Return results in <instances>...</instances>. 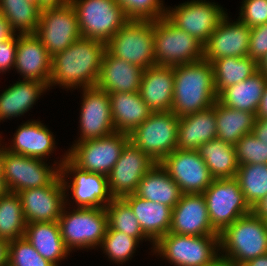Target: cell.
<instances>
[{
	"label": "cell",
	"instance_id": "obj_54",
	"mask_svg": "<svg viewBox=\"0 0 267 266\" xmlns=\"http://www.w3.org/2000/svg\"><path fill=\"white\" fill-rule=\"evenodd\" d=\"M208 266H231V260L219 255Z\"/></svg>",
	"mask_w": 267,
	"mask_h": 266
},
{
	"label": "cell",
	"instance_id": "obj_50",
	"mask_svg": "<svg viewBox=\"0 0 267 266\" xmlns=\"http://www.w3.org/2000/svg\"><path fill=\"white\" fill-rule=\"evenodd\" d=\"M256 118H267V83L256 112Z\"/></svg>",
	"mask_w": 267,
	"mask_h": 266
},
{
	"label": "cell",
	"instance_id": "obj_30",
	"mask_svg": "<svg viewBox=\"0 0 267 266\" xmlns=\"http://www.w3.org/2000/svg\"><path fill=\"white\" fill-rule=\"evenodd\" d=\"M24 237L44 259L55 266H59L58 262L70 255L61 237L58 221L26 223Z\"/></svg>",
	"mask_w": 267,
	"mask_h": 266
},
{
	"label": "cell",
	"instance_id": "obj_3",
	"mask_svg": "<svg viewBox=\"0 0 267 266\" xmlns=\"http://www.w3.org/2000/svg\"><path fill=\"white\" fill-rule=\"evenodd\" d=\"M219 255L236 263L267 254L265 220L253 212L234 221L219 234Z\"/></svg>",
	"mask_w": 267,
	"mask_h": 266
},
{
	"label": "cell",
	"instance_id": "obj_10",
	"mask_svg": "<svg viewBox=\"0 0 267 266\" xmlns=\"http://www.w3.org/2000/svg\"><path fill=\"white\" fill-rule=\"evenodd\" d=\"M202 194L210 223L218 234L240 217L252 212L236 178L214 179Z\"/></svg>",
	"mask_w": 267,
	"mask_h": 266
},
{
	"label": "cell",
	"instance_id": "obj_36",
	"mask_svg": "<svg viewBox=\"0 0 267 266\" xmlns=\"http://www.w3.org/2000/svg\"><path fill=\"white\" fill-rule=\"evenodd\" d=\"M0 13L14 33H36L41 8L27 0H0Z\"/></svg>",
	"mask_w": 267,
	"mask_h": 266
},
{
	"label": "cell",
	"instance_id": "obj_44",
	"mask_svg": "<svg viewBox=\"0 0 267 266\" xmlns=\"http://www.w3.org/2000/svg\"><path fill=\"white\" fill-rule=\"evenodd\" d=\"M238 16L248 27L267 23V0H243Z\"/></svg>",
	"mask_w": 267,
	"mask_h": 266
},
{
	"label": "cell",
	"instance_id": "obj_12",
	"mask_svg": "<svg viewBox=\"0 0 267 266\" xmlns=\"http://www.w3.org/2000/svg\"><path fill=\"white\" fill-rule=\"evenodd\" d=\"M128 141L129 135L114 132L106 137L74 143L67 151V158L81 170L107 177Z\"/></svg>",
	"mask_w": 267,
	"mask_h": 266
},
{
	"label": "cell",
	"instance_id": "obj_29",
	"mask_svg": "<svg viewBox=\"0 0 267 266\" xmlns=\"http://www.w3.org/2000/svg\"><path fill=\"white\" fill-rule=\"evenodd\" d=\"M46 90L49 88L44 83L35 80L13 83L0 94V122L24 115Z\"/></svg>",
	"mask_w": 267,
	"mask_h": 266
},
{
	"label": "cell",
	"instance_id": "obj_35",
	"mask_svg": "<svg viewBox=\"0 0 267 266\" xmlns=\"http://www.w3.org/2000/svg\"><path fill=\"white\" fill-rule=\"evenodd\" d=\"M217 95L226 87L240 83L259 70L250 57H222L211 62Z\"/></svg>",
	"mask_w": 267,
	"mask_h": 266
},
{
	"label": "cell",
	"instance_id": "obj_45",
	"mask_svg": "<svg viewBox=\"0 0 267 266\" xmlns=\"http://www.w3.org/2000/svg\"><path fill=\"white\" fill-rule=\"evenodd\" d=\"M267 54V23L251 27L248 57L258 64Z\"/></svg>",
	"mask_w": 267,
	"mask_h": 266
},
{
	"label": "cell",
	"instance_id": "obj_52",
	"mask_svg": "<svg viewBox=\"0 0 267 266\" xmlns=\"http://www.w3.org/2000/svg\"><path fill=\"white\" fill-rule=\"evenodd\" d=\"M70 3V0H39V7L43 8H53L62 7Z\"/></svg>",
	"mask_w": 267,
	"mask_h": 266
},
{
	"label": "cell",
	"instance_id": "obj_25",
	"mask_svg": "<svg viewBox=\"0 0 267 266\" xmlns=\"http://www.w3.org/2000/svg\"><path fill=\"white\" fill-rule=\"evenodd\" d=\"M12 143L4 148L12 153L21 154L30 158L45 160L54 153L55 138L53 133L41 121H26L18 126ZM48 156V157H47Z\"/></svg>",
	"mask_w": 267,
	"mask_h": 266
},
{
	"label": "cell",
	"instance_id": "obj_26",
	"mask_svg": "<svg viewBox=\"0 0 267 266\" xmlns=\"http://www.w3.org/2000/svg\"><path fill=\"white\" fill-rule=\"evenodd\" d=\"M122 199L131 207L144 235L152 245L169 232L172 217L171 207L142 199L136 194L126 195Z\"/></svg>",
	"mask_w": 267,
	"mask_h": 266
},
{
	"label": "cell",
	"instance_id": "obj_34",
	"mask_svg": "<svg viewBox=\"0 0 267 266\" xmlns=\"http://www.w3.org/2000/svg\"><path fill=\"white\" fill-rule=\"evenodd\" d=\"M197 151L214 179L236 177L239 164L233 145L215 138L201 145Z\"/></svg>",
	"mask_w": 267,
	"mask_h": 266
},
{
	"label": "cell",
	"instance_id": "obj_33",
	"mask_svg": "<svg viewBox=\"0 0 267 266\" xmlns=\"http://www.w3.org/2000/svg\"><path fill=\"white\" fill-rule=\"evenodd\" d=\"M217 138L235 146L247 134L252 133L256 114L226 107L215 102Z\"/></svg>",
	"mask_w": 267,
	"mask_h": 266
},
{
	"label": "cell",
	"instance_id": "obj_14",
	"mask_svg": "<svg viewBox=\"0 0 267 266\" xmlns=\"http://www.w3.org/2000/svg\"><path fill=\"white\" fill-rule=\"evenodd\" d=\"M226 13L222 6L214 2L191 0L174 8L168 7L166 17L204 45Z\"/></svg>",
	"mask_w": 267,
	"mask_h": 266
},
{
	"label": "cell",
	"instance_id": "obj_2",
	"mask_svg": "<svg viewBox=\"0 0 267 266\" xmlns=\"http://www.w3.org/2000/svg\"><path fill=\"white\" fill-rule=\"evenodd\" d=\"M174 93L171 111L177 117L200 112L217 101L212 64L201 60L173 67Z\"/></svg>",
	"mask_w": 267,
	"mask_h": 266
},
{
	"label": "cell",
	"instance_id": "obj_42",
	"mask_svg": "<svg viewBox=\"0 0 267 266\" xmlns=\"http://www.w3.org/2000/svg\"><path fill=\"white\" fill-rule=\"evenodd\" d=\"M7 266H55L44 259L25 237L9 242Z\"/></svg>",
	"mask_w": 267,
	"mask_h": 266
},
{
	"label": "cell",
	"instance_id": "obj_22",
	"mask_svg": "<svg viewBox=\"0 0 267 266\" xmlns=\"http://www.w3.org/2000/svg\"><path fill=\"white\" fill-rule=\"evenodd\" d=\"M52 56L35 33L18 34L15 70L23 79L44 83L49 88Z\"/></svg>",
	"mask_w": 267,
	"mask_h": 266
},
{
	"label": "cell",
	"instance_id": "obj_15",
	"mask_svg": "<svg viewBox=\"0 0 267 266\" xmlns=\"http://www.w3.org/2000/svg\"><path fill=\"white\" fill-rule=\"evenodd\" d=\"M35 34L52 57L82 38L73 6L68 3L62 7L41 9Z\"/></svg>",
	"mask_w": 267,
	"mask_h": 266
},
{
	"label": "cell",
	"instance_id": "obj_16",
	"mask_svg": "<svg viewBox=\"0 0 267 266\" xmlns=\"http://www.w3.org/2000/svg\"><path fill=\"white\" fill-rule=\"evenodd\" d=\"M156 162L142 152L130 140L125 144L120 157L107 176L108 188L113 198L134 194L140 180Z\"/></svg>",
	"mask_w": 267,
	"mask_h": 266
},
{
	"label": "cell",
	"instance_id": "obj_51",
	"mask_svg": "<svg viewBox=\"0 0 267 266\" xmlns=\"http://www.w3.org/2000/svg\"><path fill=\"white\" fill-rule=\"evenodd\" d=\"M8 248L9 242L0 239V266H7L8 264Z\"/></svg>",
	"mask_w": 267,
	"mask_h": 266
},
{
	"label": "cell",
	"instance_id": "obj_48",
	"mask_svg": "<svg viewBox=\"0 0 267 266\" xmlns=\"http://www.w3.org/2000/svg\"><path fill=\"white\" fill-rule=\"evenodd\" d=\"M252 212L262 219L267 218V195L254 205Z\"/></svg>",
	"mask_w": 267,
	"mask_h": 266
},
{
	"label": "cell",
	"instance_id": "obj_19",
	"mask_svg": "<svg viewBox=\"0 0 267 266\" xmlns=\"http://www.w3.org/2000/svg\"><path fill=\"white\" fill-rule=\"evenodd\" d=\"M26 223L58 221L66 205V194L60 175L47 186L17 193Z\"/></svg>",
	"mask_w": 267,
	"mask_h": 266
},
{
	"label": "cell",
	"instance_id": "obj_37",
	"mask_svg": "<svg viewBox=\"0 0 267 266\" xmlns=\"http://www.w3.org/2000/svg\"><path fill=\"white\" fill-rule=\"evenodd\" d=\"M26 220L17 193L0 196V239L11 242L24 237Z\"/></svg>",
	"mask_w": 267,
	"mask_h": 266
},
{
	"label": "cell",
	"instance_id": "obj_55",
	"mask_svg": "<svg viewBox=\"0 0 267 266\" xmlns=\"http://www.w3.org/2000/svg\"><path fill=\"white\" fill-rule=\"evenodd\" d=\"M0 180H5V175H4V146L1 143H0Z\"/></svg>",
	"mask_w": 267,
	"mask_h": 266
},
{
	"label": "cell",
	"instance_id": "obj_6",
	"mask_svg": "<svg viewBox=\"0 0 267 266\" xmlns=\"http://www.w3.org/2000/svg\"><path fill=\"white\" fill-rule=\"evenodd\" d=\"M64 207L58 219L61 237L66 248L94 249L99 247L108 227V215L105 208H76L67 211Z\"/></svg>",
	"mask_w": 267,
	"mask_h": 266
},
{
	"label": "cell",
	"instance_id": "obj_58",
	"mask_svg": "<svg viewBox=\"0 0 267 266\" xmlns=\"http://www.w3.org/2000/svg\"><path fill=\"white\" fill-rule=\"evenodd\" d=\"M231 266H245L243 263H236L231 260Z\"/></svg>",
	"mask_w": 267,
	"mask_h": 266
},
{
	"label": "cell",
	"instance_id": "obj_59",
	"mask_svg": "<svg viewBox=\"0 0 267 266\" xmlns=\"http://www.w3.org/2000/svg\"><path fill=\"white\" fill-rule=\"evenodd\" d=\"M27 1L32 2V3L39 6V0H27Z\"/></svg>",
	"mask_w": 267,
	"mask_h": 266
},
{
	"label": "cell",
	"instance_id": "obj_13",
	"mask_svg": "<svg viewBox=\"0 0 267 266\" xmlns=\"http://www.w3.org/2000/svg\"><path fill=\"white\" fill-rule=\"evenodd\" d=\"M69 174H73V178L68 177ZM60 177L67 198L66 205L69 202V197H67L69 196V190L77 208H105L113 199L105 175L81 170L68 158L64 160L60 167ZM66 178L72 179L70 183Z\"/></svg>",
	"mask_w": 267,
	"mask_h": 266
},
{
	"label": "cell",
	"instance_id": "obj_24",
	"mask_svg": "<svg viewBox=\"0 0 267 266\" xmlns=\"http://www.w3.org/2000/svg\"><path fill=\"white\" fill-rule=\"evenodd\" d=\"M143 69L112 56L107 50L96 87L107 93L139 92Z\"/></svg>",
	"mask_w": 267,
	"mask_h": 266
},
{
	"label": "cell",
	"instance_id": "obj_7",
	"mask_svg": "<svg viewBox=\"0 0 267 266\" xmlns=\"http://www.w3.org/2000/svg\"><path fill=\"white\" fill-rule=\"evenodd\" d=\"M82 38L107 43L128 21L116 0H70Z\"/></svg>",
	"mask_w": 267,
	"mask_h": 266
},
{
	"label": "cell",
	"instance_id": "obj_49",
	"mask_svg": "<svg viewBox=\"0 0 267 266\" xmlns=\"http://www.w3.org/2000/svg\"><path fill=\"white\" fill-rule=\"evenodd\" d=\"M14 32L10 29L9 23L0 13V42L9 39Z\"/></svg>",
	"mask_w": 267,
	"mask_h": 266
},
{
	"label": "cell",
	"instance_id": "obj_21",
	"mask_svg": "<svg viewBox=\"0 0 267 266\" xmlns=\"http://www.w3.org/2000/svg\"><path fill=\"white\" fill-rule=\"evenodd\" d=\"M169 232L180 235H219L212 227L202 193L182 194L172 208Z\"/></svg>",
	"mask_w": 267,
	"mask_h": 266
},
{
	"label": "cell",
	"instance_id": "obj_1",
	"mask_svg": "<svg viewBox=\"0 0 267 266\" xmlns=\"http://www.w3.org/2000/svg\"><path fill=\"white\" fill-rule=\"evenodd\" d=\"M105 52V42L80 38L55 54L52 57L49 89L56 84L68 90L95 87Z\"/></svg>",
	"mask_w": 267,
	"mask_h": 266
},
{
	"label": "cell",
	"instance_id": "obj_23",
	"mask_svg": "<svg viewBox=\"0 0 267 266\" xmlns=\"http://www.w3.org/2000/svg\"><path fill=\"white\" fill-rule=\"evenodd\" d=\"M173 93V67L154 65L143 70L139 94L152 112L171 111Z\"/></svg>",
	"mask_w": 267,
	"mask_h": 266
},
{
	"label": "cell",
	"instance_id": "obj_20",
	"mask_svg": "<svg viewBox=\"0 0 267 266\" xmlns=\"http://www.w3.org/2000/svg\"><path fill=\"white\" fill-rule=\"evenodd\" d=\"M229 20L228 13L204 44V60L212 62L222 57L248 55L251 28L236 19Z\"/></svg>",
	"mask_w": 267,
	"mask_h": 266
},
{
	"label": "cell",
	"instance_id": "obj_43",
	"mask_svg": "<svg viewBox=\"0 0 267 266\" xmlns=\"http://www.w3.org/2000/svg\"><path fill=\"white\" fill-rule=\"evenodd\" d=\"M234 147L239 165L267 164V144L252 133L244 135Z\"/></svg>",
	"mask_w": 267,
	"mask_h": 266
},
{
	"label": "cell",
	"instance_id": "obj_9",
	"mask_svg": "<svg viewBox=\"0 0 267 266\" xmlns=\"http://www.w3.org/2000/svg\"><path fill=\"white\" fill-rule=\"evenodd\" d=\"M179 117L172 111L152 112L130 135L129 140L160 163L177 149Z\"/></svg>",
	"mask_w": 267,
	"mask_h": 266
},
{
	"label": "cell",
	"instance_id": "obj_31",
	"mask_svg": "<svg viewBox=\"0 0 267 266\" xmlns=\"http://www.w3.org/2000/svg\"><path fill=\"white\" fill-rule=\"evenodd\" d=\"M266 83L267 77L258 70L244 81L224 88L217 95V101L226 107L256 114Z\"/></svg>",
	"mask_w": 267,
	"mask_h": 266
},
{
	"label": "cell",
	"instance_id": "obj_17",
	"mask_svg": "<svg viewBox=\"0 0 267 266\" xmlns=\"http://www.w3.org/2000/svg\"><path fill=\"white\" fill-rule=\"evenodd\" d=\"M160 164L182 194L203 193L214 180L197 150L175 149Z\"/></svg>",
	"mask_w": 267,
	"mask_h": 266
},
{
	"label": "cell",
	"instance_id": "obj_40",
	"mask_svg": "<svg viewBox=\"0 0 267 266\" xmlns=\"http://www.w3.org/2000/svg\"><path fill=\"white\" fill-rule=\"evenodd\" d=\"M138 245L139 242L134 237L112 230L108 226L100 248L102 247L103 253H106L109 260L122 264L129 258L131 260Z\"/></svg>",
	"mask_w": 267,
	"mask_h": 266
},
{
	"label": "cell",
	"instance_id": "obj_56",
	"mask_svg": "<svg viewBox=\"0 0 267 266\" xmlns=\"http://www.w3.org/2000/svg\"><path fill=\"white\" fill-rule=\"evenodd\" d=\"M259 70L264 73V75L267 77V54L265 57L260 61Z\"/></svg>",
	"mask_w": 267,
	"mask_h": 266
},
{
	"label": "cell",
	"instance_id": "obj_8",
	"mask_svg": "<svg viewBox=\"0 0 267 266\" xmlns=\"http://www.w3.org/2000/svg\"><path fill=\"white\" fill-rule=\"evenodd\" d=\"M153 21L129 20L107 43L106 50L143 70L156 65Z\"/></svg>",
	"mask_w": 267,
	"mask_h": 266
},
{
	"label": "cell",
	"instance_id": "obj_27",
	"mask_svg": "<svg viewBox=\"0 0 267 266\" xmlns=\"http://www.w3.org/2000/svg\"><path fill=\"white\" fill-rule=\"evenodd\" d=\"M215 104L200 112L179 118L177 149L198 150V148L217 138Z\"/></svg>",
	"mask_w": 267,
	"mask_h": 266
},
{
	"label": "cell",
	"instance_id": "obj_39",
	"mask_svg": "<svg viewBox=\"0 0 267 266\" xmlns=\"http://www.w3.org/2000/svg\"><path fill=\"white\" fill-rule=\"evenodd\" d=\"M108 215V226L112 230H116L134 237L139 243L144 239L151 242L143 233L140 223L131 207L122 198H113L111 202L105 206ZM141 241V242H140Z\"/></svg>",
	"mask_w": 267,
	"mask_h": 266
},
{
	"label": "cell",
	"instance_id": "obj_4",
	"mask_svg": "<svg viewBox=\"0 0 267 266\" xmlns=\"http://www.w3.org/2000/svg\"><path fill=\"white\" fill-rule=\"evenodd\" d=\"M156 65L178 66L204 60V45L166 16L153 21Z\"/></svg>",
	"mask_w": 267,
	"mask_h": 266
},
{
	"label": "cell",
	"instance_id": "obj_28",
	"mask_svg": "<svg viewBox=\"0 0 267 266\" xmlns=\"http://www.w3.org/2000/svg\"><path fill=\"white\" fill-rule=\"evenodd\" d=\"M116 132L130 135L152 113L139 92L108 93Z\"/></svg>",
	"mask_w": 267,
	"mask_h": 266
},
{
	"label": "cell",
	"instance_id": "obj_41",
	"mask_svg": "<svg viewBox=\"0 0 267 266\" xmlns=\"http://www.w3.org/2000/svg\"><path fill=\"white\" fill-rule=\"evenodd\" d=\"M129 20L155 21L166 16L162 0H116Z\"/></svg>",
	"mask_w": 267,
	"mask_h": 266
},
{
	"label": "cell",
	"instance_id": "obj_5",
	"mask_svg": "<svg viewBox=\"0 0 267 266\" xmlns=\"http://www.w3.org/2000/svg\"><path fill=\"white\" fill-rule=\"evenodd\" d=\"M152 251L174 266H208L219 256V235L190 236L168 232Z\"/></svg>",
	"mask_w": 267,
	"mask_h": 266
},
{
	"label": "cell",
	"instance_id": "obj_46",
	"mask_svg": "<svg viewBox=\"0 0 267 266\" xmlns=\"http://www.w3.org/2000/svg\"><path fill=\"white\" fill-rule=\"evenodd\" d=\"M17 50V34L0 42V73L8 72L14 68Z\"/></svg>",
	"mask_w": 267,
	"mask_h": 266
},
{
	"label": "cell",
	"instance_id": "obj_11",
	"mask_svg": "<svg viewBox=\"0 0 267 266\" xmlns=\"http://www.w3.org/2000/svg\"><path fill=\"white\" fill-rule=\"evenodd\" d=\"M60 160L49 165L37 158L12 153L4 148V175L7 191L18 193L23 190L50 185L59 175L67 152ZM57 163V164H56Z\"/></svg>",
	"mask_w": 267,
	"mask_h": 266
},
{
	"label": "cell",
	"instance_id": "obj_32",
	"mask_svg": "<svg viewBox=\"0 0 267 266\" xmlns=\"http://www.w3.org/2000/svg\"><path fill=\"white\" fill-rule=\"evenodd\" d=\"M134 194L142 199L159 202L171 208L178 203L182 195L179 186L160 163L144 175Z\"/></svg>",
	"mask_w": 267,
	"mask_h": 266
},
{
	"label": "cell",
	"instance_id": "obj_57",
	"mask_svg": "<svg viewBox=\"0 0 267 266\" xmlns=\"http://www.w3.org/2000/svg\"><path fill=\"white\" fill-rule=\"evenodd\" d=\"M6 192L5 180H0V196H3Z\"/></svg>",
	"mask_w": 267,
	"mask_h": 266
},
{
	"label": "cell",
	"instance_id": "obj_18",
	"mask_svg": "<svg viewBox=\"0 0 267 266\" xmlns=\"http://www.w3.org/2000/svg\"><path fill=\"white\" fill-rule=\"evenodd\" d=\"M80 136L77 142L106 137L116 132L111 115L109 94L99 88L81 89Z\"/></svg>",
	"mask_w": 267,
	"mask_h": 266
},
{
	"label": "cell",
	"instance_id": "obj_38",
	"mask_svg": "<svg viewBox=\"0 0 267 266\" xmlns=\"http://www.w3.org/2000/svg\"><path fill=\"white\" fill-rule=\"evenodd\" d=\"M251 208L267 195V164H242L235 177Z\"/></svg>",
	"mask_w": 267,
	"mask_h": 266
},
{
	"label": "cell",
	"instance_id": "obj_53",
	"mask_svg": "<svg viewBox=\"0 0 267 266\" xmlns=\"http://www.w3.org/2000/svg\"><path fill=\"white\" fill-rule=\"evenodd\" d=\"M244 264L245 266H267V254L251 259Z\"/></svg>",
	"mask_w": 267,
	"mask_h": 266
},
{
	"label": "cell",
	"instance_id": "obj_47",
	"mask_svg": "<svg viewBox=\"0 0 267 266\" xmlns=\"http://www.w3.org/2000/svg\"><path fill=\"white\" fill-rule=\"evenodd\" d=\"M252 134L267 144V118H256Z\"/></svg>",
	"mask_w": 267,
	"mask_h": 266
}]
</instances>
